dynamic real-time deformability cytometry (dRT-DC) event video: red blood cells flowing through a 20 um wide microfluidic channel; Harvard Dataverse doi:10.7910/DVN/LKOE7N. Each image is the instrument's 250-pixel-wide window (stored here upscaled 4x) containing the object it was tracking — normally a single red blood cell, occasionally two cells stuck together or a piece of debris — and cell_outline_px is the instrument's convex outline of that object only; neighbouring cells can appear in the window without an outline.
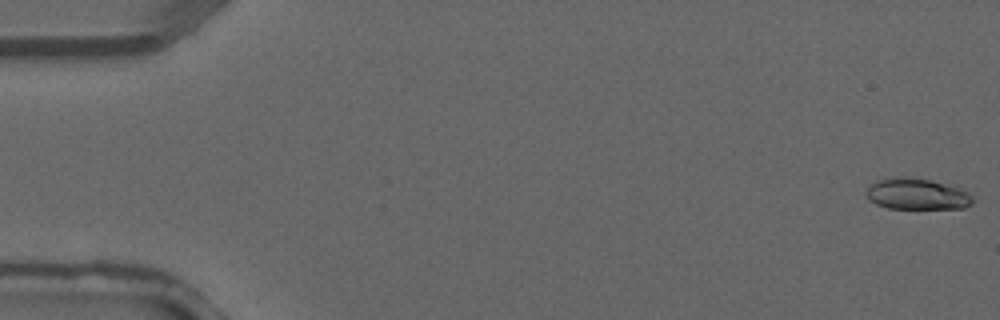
{"species": "common noctule bat (a hibernating species)", "species_latin": "Nyctalus noctula", "temperature_condition": "warm", "stored_images_in_passage": 4, "camera_frame_rate_fps": 3000, "um_per_image_px": 0.085, "animal": {"sex": "male", "forearm_length_mm": 52.5}, "frame": {"image": 1, "passage_image": 1, "time_ms": 0.0, "image_size_px": [1000, 320], "cell_outline_px": [[972, 204], [964, 208], [888, 208], [876, 204], [868, 200], [864, 192], [876, 180], [904, 176], [928, 180], [960, 188], [968, 192], [972, 196]], "centroid_in_image_um": [77.91, 16.5], "position_along_channel_um": 7.1, "area_um2": 19.19}}
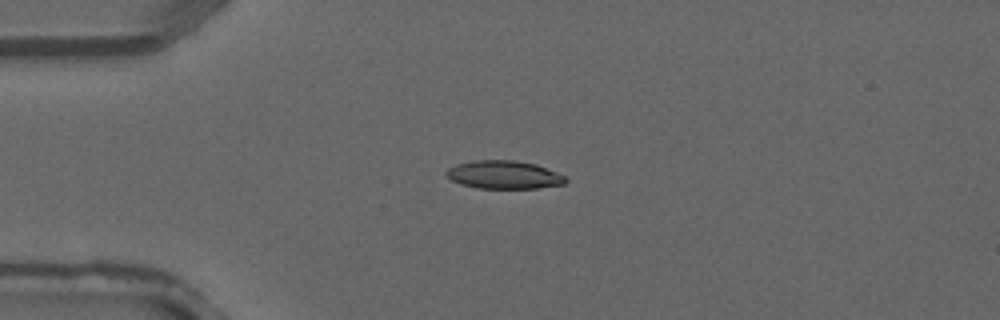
{"frame": {"image": 2, "passage_image": 3, "time_ms": 0.667, "image_size_px": [1000, 320], "cell_outline_px": [[568, 180], [564, 184], [536, 188], [476, 188], [460, 184], [452, 180], [444, 172], [448, 168], [456, 164], [472, 160], [512, 160], [536, 164], [556, 172], [564, 176]], "centroid_in_image_um": [42.81, 14.85], "position_along_channel_um": 42.2, "area_um2": 19.54}}